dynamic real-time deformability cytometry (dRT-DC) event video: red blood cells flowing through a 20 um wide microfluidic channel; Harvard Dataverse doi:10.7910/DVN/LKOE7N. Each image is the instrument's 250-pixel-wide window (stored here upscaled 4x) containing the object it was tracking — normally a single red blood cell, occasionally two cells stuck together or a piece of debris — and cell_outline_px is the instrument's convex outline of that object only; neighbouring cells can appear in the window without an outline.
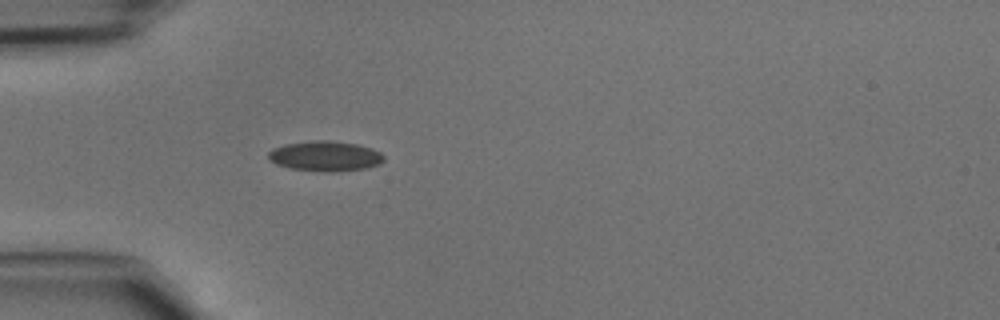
{"species": "common noctule bat (a hibernating species)", "species_latin": "Nyctalus noctula", "temperature_condition": "cold", "stored_images_in_passage": 33, "camera_frame_rate_fps": 3000, "um_per_image_px": 0.085, "animal": {"sex": "male", "body_mass_g": 15.6}, "frame": {"image": 1, "passage_image": 1, "time_ms": 0.0, "image_size_px": [1000, 320], "cell_outline_px": [[384, 160], [380, 164], [368, 168], [332, 172], [324, 172], [288, 168], [276, 164], [268, 160], [268, 152], [272, 148], [288, 144], [312, 140], [328, 140], [356, 144], [372, 148], [380, 152], [384, 156]], "centroid_in_image_um": [27.64, 13.28], "position_along_channel_um": 57.4, "area_um2": 20.46}}
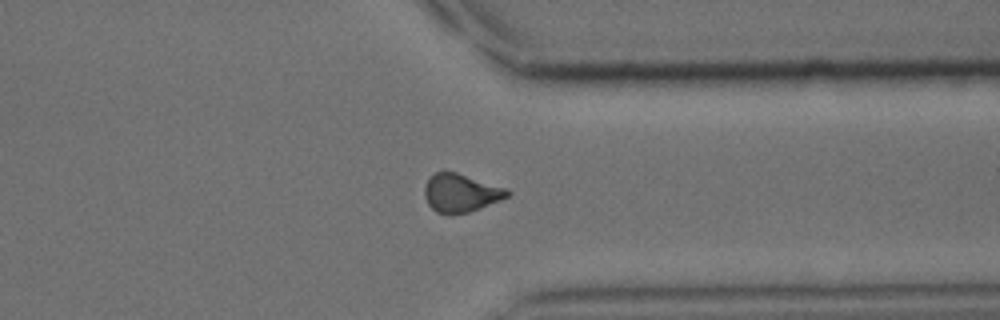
{"frame": {"image": 2, "passage_image": 23, "time_ms": 7.333, "image_size_px": [1000, 320], "cell_outline_px": [[512, 192], [508, 196], [500, 200], [480, 208], [468, 212], [448, 216], [436, 212], [428, 204], [424, 196], [424, 188], [428, 180], [436, 172], [456, 172], [508, 188]], "centroid_in_image_um": [39.18, 16.42], "position_along_channel_um": 372.2, "area_um2": 18.55}}
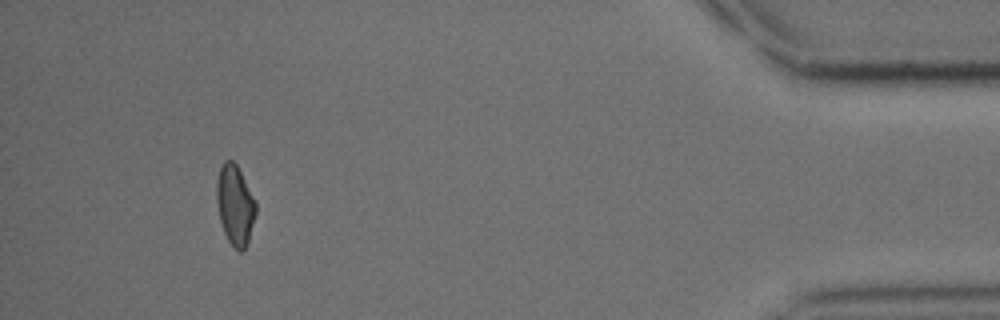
{"frame": {"image": 3, "passage_image": 30, "time_ms": 9.667, "image_size_px": [1000, 320], "cell_outline_px": [[256, 212], [248, 244], [240, 252], [232, 248], [224, 232], [220, 220], [216, 200], [216, 184], [220, 168], [224, 160], [232, 160], [236, 164], [256, 204]], "centroid_in_image_um": [19.96, 17.47], "position_along_channel_um": 415.2, "area_um2": 18.09}}